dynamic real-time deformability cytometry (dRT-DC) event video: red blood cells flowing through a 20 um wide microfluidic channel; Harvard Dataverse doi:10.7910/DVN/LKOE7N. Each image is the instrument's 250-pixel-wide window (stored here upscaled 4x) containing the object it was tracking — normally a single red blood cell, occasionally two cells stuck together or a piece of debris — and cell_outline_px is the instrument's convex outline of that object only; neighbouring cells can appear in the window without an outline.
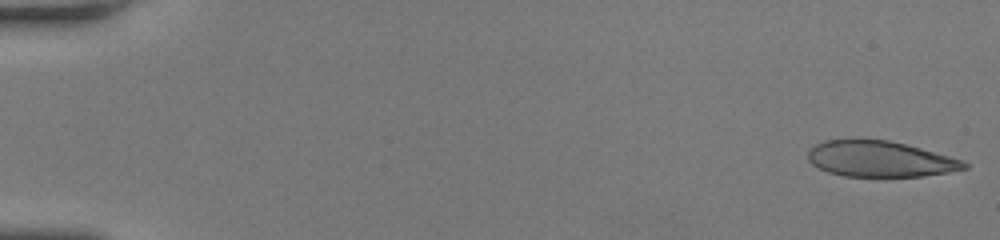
{"species": "human", "species_latin": "Homo sapiens", "temperature_condition": "room temperature", "stored_images_in_passage": 49, "camera_frame_rate_fps": 3000, "um_per_image_px": 0.085, "donor": {"sex": "female"}, "frame": {"image": 1, "passage_image": 1, "time_ms": 0.0, "image_size_px": [1000, 240], "cell_outline_px": [[968, 168], [948, 172], [924, 176], [844, 176], [828, 172], [812, 164], [808, 160], [808, 152], [816, 144], [824, 140], [856, 136], [888, 140], [920, 148], [964, 160], [968, 164]], "centroid_in_image_um": [74.76, 13.47], "position_along_channel_um": 10.2, "area_um2": 33.18}}
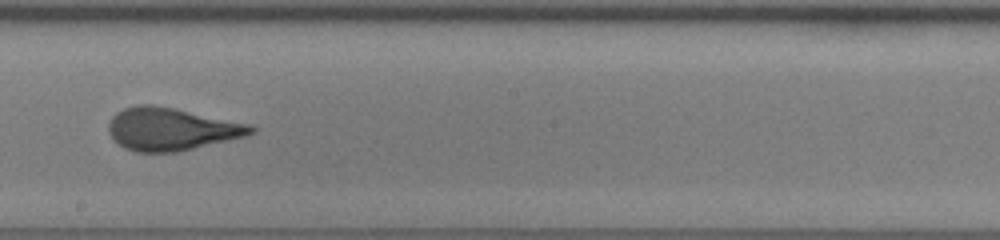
{"frame": {"image": 2, "passage_image": 29, "time_ms": 9.333, "image_size_px": [1000, 240], "cell_outline_px": [[256, 132], [248, 136], [176, 152], [136, 152], [124, 148], [112, 140], [108, 132], [108, 124], [112, 116], [116, 112], [124, 108], [136, 104], [152, 104], [252, 124], [256, 128]], "centroid_in_image_um": [14.55, 10.97], "position_along_channel_um": 233.7, "area_um2": 35.66}}
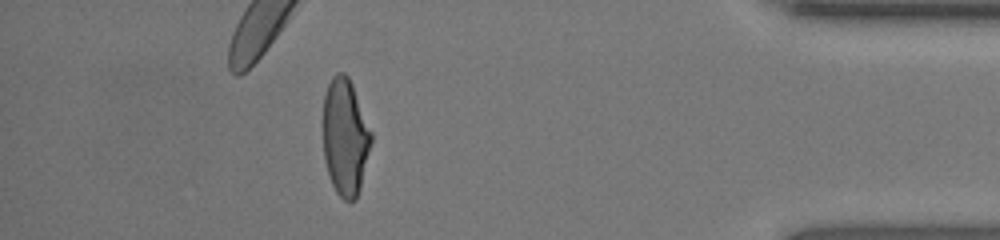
{"frame": {"image": 3, "passage_image": 44, "time_ms": 14.333, "image_size_px": [1000, 240], "cell_outline_px": [[372, 140], [360, 188], [356, 200], [344, 200], [336, 192], [332, 184], [324, 160], [324, 96], [328, 84], [332, 76], [336, 72], [344, 72], [348, 76], [352, 84], [372, 132]], "centroid_in_image_um": [29.35, 11.64], "position_along_channel_um": 405.9, "area_um2": 32.6}, "authors_computed_cell_mechanics": {"area_um2": 34.8534, "velocity_mm_per_s": 4.2599, "shape_relaxation_time_tau1_ms": 7.3106, "shape_relaxation_time_tau2_ms": 0.6389, "deformation_change_tau1": 0.2496, "deformation_change_tau2": 0.0822}}